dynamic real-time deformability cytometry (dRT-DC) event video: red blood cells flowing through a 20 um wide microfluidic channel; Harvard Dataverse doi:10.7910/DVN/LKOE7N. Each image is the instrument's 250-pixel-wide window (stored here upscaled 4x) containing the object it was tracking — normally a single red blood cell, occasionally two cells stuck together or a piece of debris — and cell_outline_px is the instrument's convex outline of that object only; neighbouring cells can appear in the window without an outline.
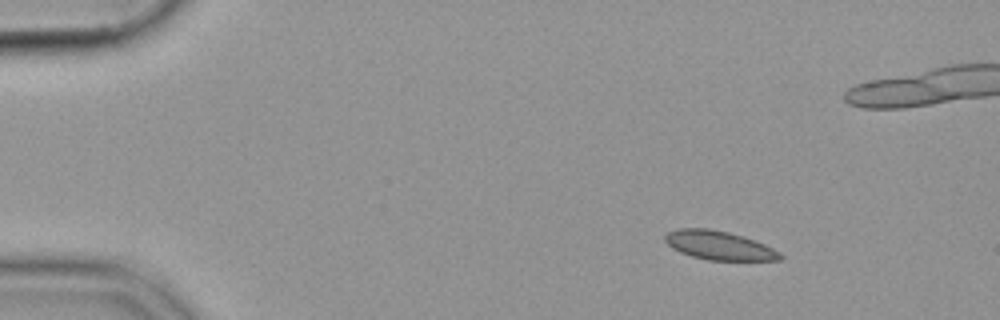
{"species": "common noctule bat (a hibernating species)", "species_latin": "Nyctalus noctula", "temperature_condition": "cold", "stored_images_in_passage": 56, "camera_frame_rate_fps": 3000, "um_per_image_px": 0.085, "animal": {"sex": "female", "body_mass_g": 19.9}, "frame": {"image": 1, "passage_image": 8, "time_ms": 2.333, "image_size_px": [1000, 320], "cell_outline_px": [[784, 256], [780, 260], [708, 260], [692, 256], [680, 252], [672, 248], [664, 240], [664, 236], [668, 232], [680, 228], [708, 228], [728, 232], [744, 236], [764, 244], [780, 252]], "centroid_in_image_um": [61.12, 20.86], "position_along_channel_um": 23.9, "area_um2": 19.31}}
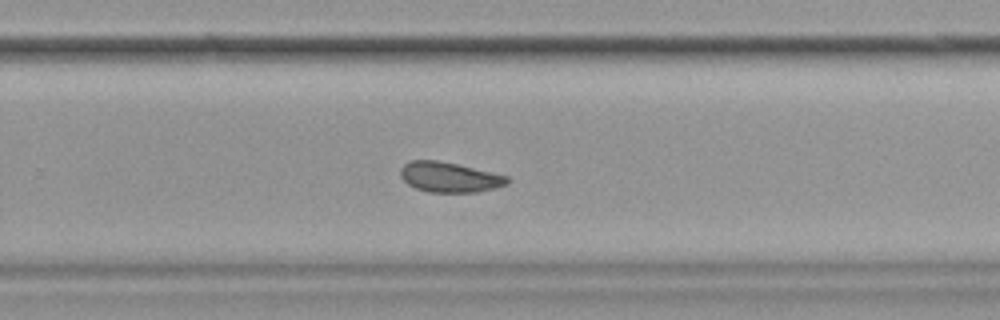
{"frame": {"image": 2, "passage_image": 37, "time_ms": 12.0, "image_size_px": [1000, 320], "cell_outline_px": [[508, 184], [476, 192], [428, 192], [416, 188], [408, 184], [400, 176], [400, 168], [404, 164], [412, 160], [436, 160], [456, 164], [508, 176]], "centroid_in_image_um": [38.16, 15.06], "position_along_channel_um": 291.6, "area_um2": 18.5}}
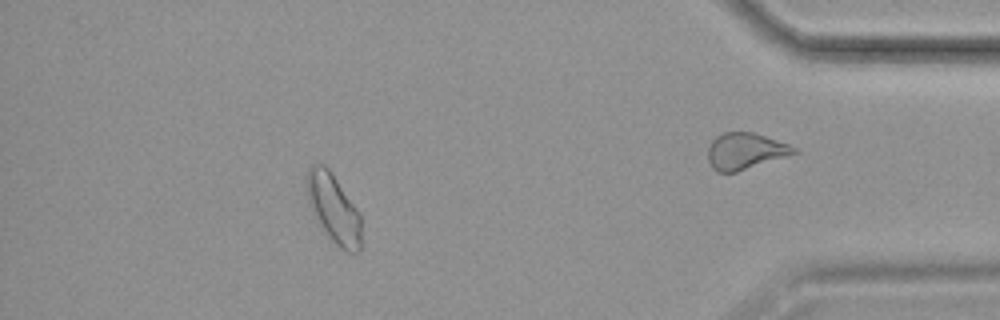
{"frame": {"image": 3, "passage_image": 50, "time_ms": 16.333, "image_size_px": [1000, 320], "cell_outline_px": [[360, 252], [348, 252], [340, 248], [332, 240], [312, 212], [308, 200], [304, 180], [308, 168], [312, 164], [324, 164], [332, 172], [356, 208], [360, 216]], "centroid_in_image_um": [28.32, 17.66], "position_along_channel_um": 406.9, "area_um2": 21.68}}